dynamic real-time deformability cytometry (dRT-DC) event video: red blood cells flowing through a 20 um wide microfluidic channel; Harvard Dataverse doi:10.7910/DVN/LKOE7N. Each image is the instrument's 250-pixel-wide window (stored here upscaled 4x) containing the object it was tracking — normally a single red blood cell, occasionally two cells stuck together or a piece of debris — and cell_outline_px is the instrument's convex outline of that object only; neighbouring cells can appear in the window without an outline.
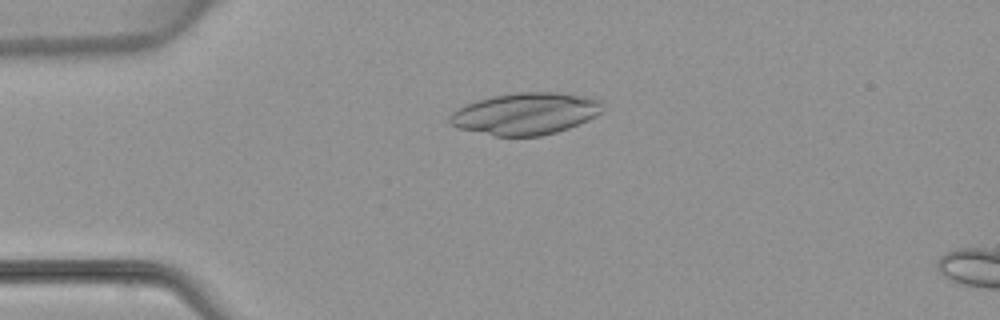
{"species": "common noctule bat (a hibernating species)", "species_latin": "Nyctalus noctula", "temperature_condition": "warm", "stored_images_in_passage": 4, "camera_frame_rate_fps": 3000, "um_per_image_px": 0.085, "animal": {"sex": "female", "body_mass_g": 22.7, "forearm_length_mm": 54.2}, "frame": {"image": 1, "passage_image": 1, "time_ms": 0.0, "image_size_px": [1000, 320], "cell_outline_px": [[604, 108], [596, 116], [588, 120], [568, 128], [556, 132], [540, 136], [496, 136], [456, 128], [448, 124], [448, 116], [452, 112], [476, 100], [492, 96], [516, 92], [556, 92], [592, 96], [600, 100]], "centroid_in_image_um": [44.67, 9.65], "position_along_channel_um": 40.3, "area_um2": 37.63}}